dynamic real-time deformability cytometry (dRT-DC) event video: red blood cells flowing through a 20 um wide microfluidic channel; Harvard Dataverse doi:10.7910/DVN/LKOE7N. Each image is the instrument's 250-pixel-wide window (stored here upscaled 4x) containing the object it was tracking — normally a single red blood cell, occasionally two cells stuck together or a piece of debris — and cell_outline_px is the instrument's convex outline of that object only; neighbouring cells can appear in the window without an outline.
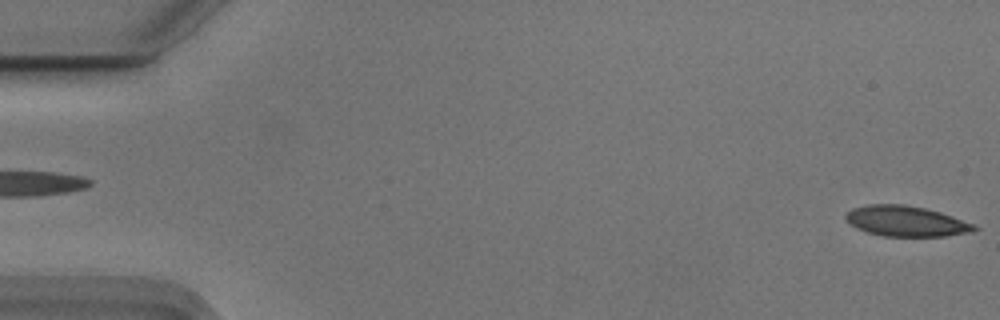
{"species": "Egyptian fruit bat (a non-hibernating species)", "species_latin": "Rousettus aegyptiacus", "temperature_condition": "cold", "stored_images_in_passage": 51, "camera_frame_rate_fps": 3000, "um_per_image_px": 0.085, "animal": {"sex": "male"}, "frame": {"image": 1, "passage_image": 1, "time_ms": 0.0, "image_size_px": [1000, 320], "cell_outline_px": [[980, 228], [964, 232], [944, 236], [884, 236], [868, 232], [856, 228], [848, 224], [844, 216], [852, 208], [868, 204], [904, 204], [924, 208], [940, 212], [972, 224]], "centroid_in_image_um": [76.92, 18.79], "position_along_channel_um": 8.1, "area_um2": 22.48}}
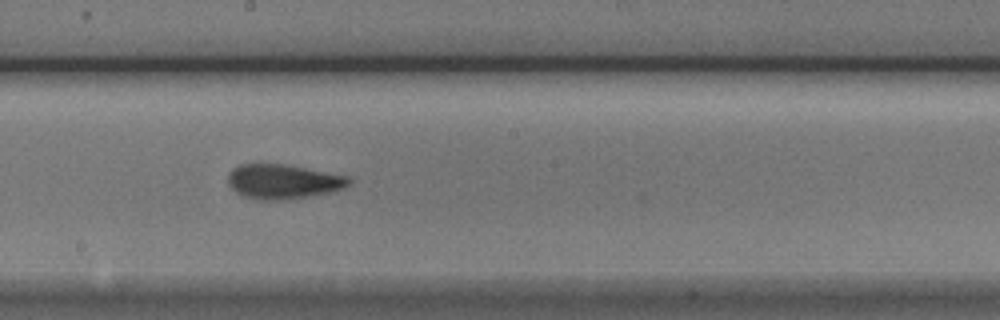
{"frame": {"image": 2, "passage_image": 30, "time_ms": 9.667, "image_size_px": [1000, 320], "cell_outline_px": [[352, 184], [344, 188], [332, 192], [284, 200], [256, 200], [244, 196], [236, 192], [228, 184], [228, 172], [232, 168], [240, 164], [280, 164], [304, 168], [348, 176], [352, 180]], "centroid_in_image_um": [24.06, 15.44], "position_along_channel_um": 224.1, "area_um2": 24.39}}
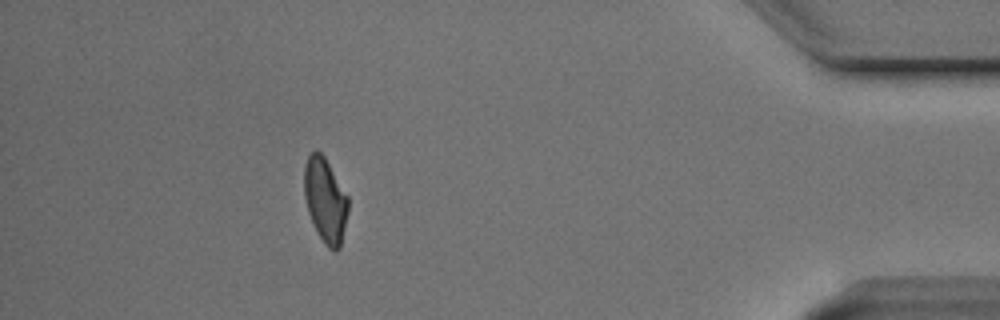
{"frame": {"image": 3, "passage_image": 49, "time_ms": 16.0, "image_size_px": [1000, 320], "cell_outline_px": [[348, 212], [340, 248], [336, 252], [332, 252], [324, 244], [316, 232], [308, 212], [304, 196], [304, 164], [308, 156], [316, 148], [324, 156], [348, 196]], "centroid_in_image_um": [27.64, 17.04], "position_along_channel_um": 407.6, "area_um2": 21.91}, "authors_computed_cell_mechanics": {"area_um2": 23.2356, "velocity_mm_per_s": 3.7328, "shape_relaxation_time_tau1_ms": 5.0834, "shape_relaxation_time_tau2_ms": 2.2325, "deformation_change_tau1": 0.1494, "deformation_change_tau2": 0.0994}}